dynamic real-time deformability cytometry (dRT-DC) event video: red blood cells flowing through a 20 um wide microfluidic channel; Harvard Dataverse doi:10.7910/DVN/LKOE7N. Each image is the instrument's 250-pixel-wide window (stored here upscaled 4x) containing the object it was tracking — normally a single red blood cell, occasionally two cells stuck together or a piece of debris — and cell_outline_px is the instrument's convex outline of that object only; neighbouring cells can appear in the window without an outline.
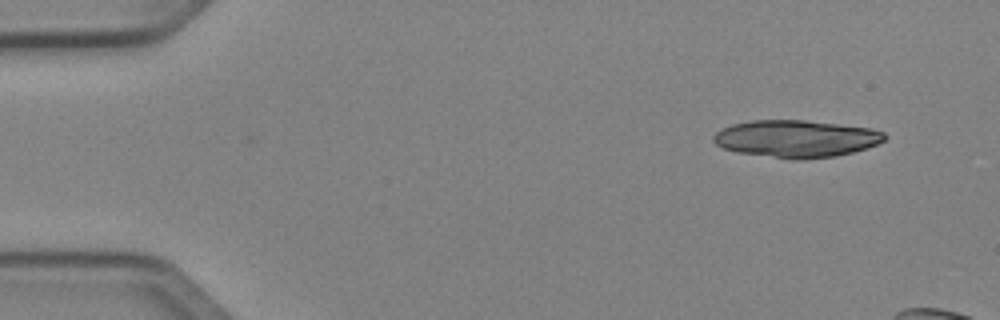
{"species": "Egyptian fruit bat (a non-hibernating species)", "species_latin": "Rousettus aegyptiacus", "temperature_condition": "cold", "stored_images_in_passage": 9, "camera_frame_rate_fps": 3000, "um_per_image_px": 0.085, "animal": {"sex": "female"}, "frame": {"image": 1, "passage_image": 1, "time_ms": 0.0, "image_size_px": [1000, 320], "cell_outline_px": [[888, 136], [884, 140], [868, 148], [836, 156], [800, 160], [796, 160], [736, 152], [724, 148], [716, 144], [712, 140], [712, 136], [716, 132], [732, 124], [752, 120], [804, 120], [872, 128], [884, 132]], "centroid_in_image_um": [67.68, 11.79], "position_along_channel_um": 17.3, "area_um2": 37.22}}